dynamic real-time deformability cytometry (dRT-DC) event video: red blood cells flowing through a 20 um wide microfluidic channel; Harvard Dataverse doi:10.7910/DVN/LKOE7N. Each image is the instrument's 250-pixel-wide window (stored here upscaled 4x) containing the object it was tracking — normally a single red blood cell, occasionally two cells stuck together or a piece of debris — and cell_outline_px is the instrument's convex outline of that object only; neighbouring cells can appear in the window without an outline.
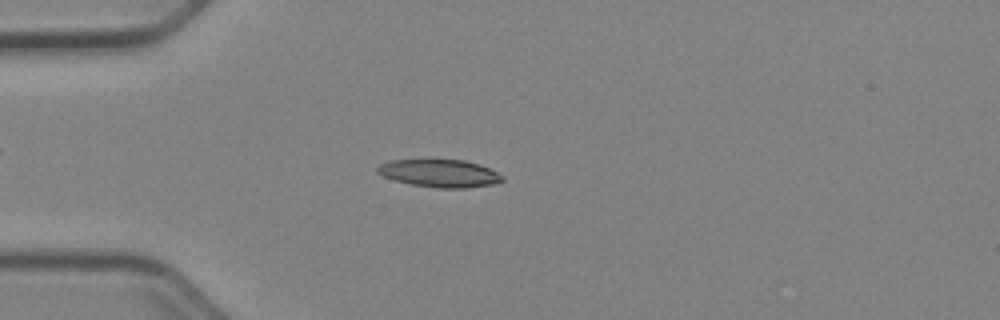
{"species": "Egyptian fruit bat (a non-hibernating species)", "species_latin": "Rousettus aegyptiacus", "temperature_condition": "cold", "stored_images_in_passage": 51, "camera_frame_rate_fps": 3000, "um_per_image_px": 0.085, "animal": {"sex": "female"}, "frame": {"image": 1, "passage_image": 14, "time_ms": 4.333, "image_size_px": [1000, 320], "cell_outline_px": [[504, 180], [492, 184], [464, 188], [436, 188], [412, 184], [396, 180], [384, 176], [376, 172], [376, 168], [380, 164], [392, 160], [464, 160], [480, 164], [504, 176]], "centroid_in_image_um": [37.38, 14.73], "position_along_channel_um": 47.6, "area_um2": 19.94}}
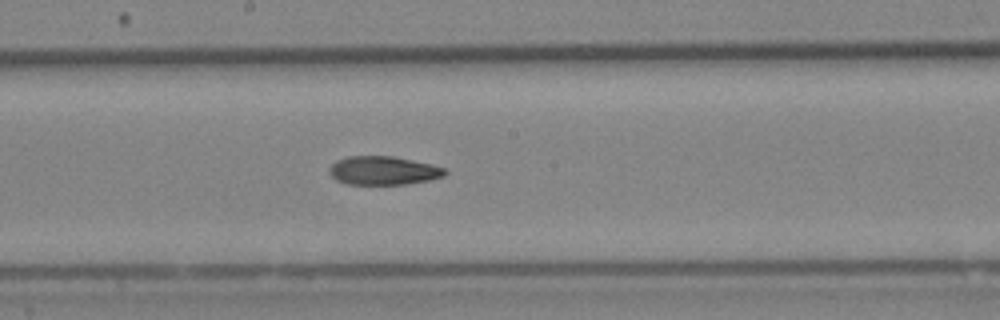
{"frame": {"image": 2, "passage_image": 28, "time_ms": 9.0, "image_size_px": [1000, 320], "cell_outline_px": [[448, 172], [444, 176], [428, 180], [408, 184], [348, 184], [336, 180], [328, 172], [328, 168], [336, 160], [348, 156], [392, 156], [428, 164], [444, 168]], "centroid_in_image_um": [32.54, 14.5], "position_along_channel_um": 215.7, "area_um2": 19.13}}
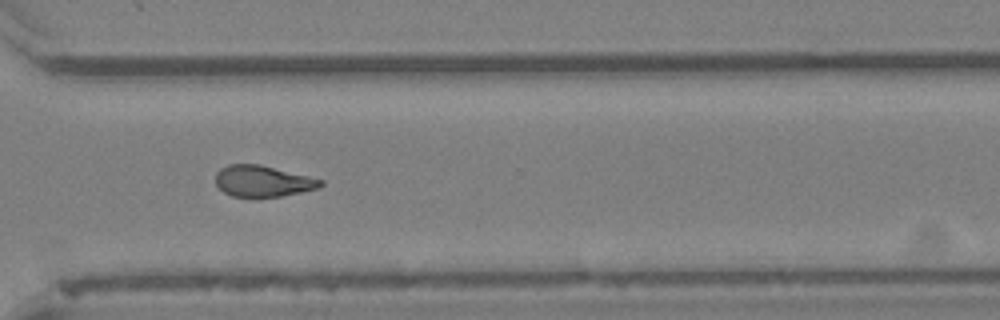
{"frame": {"image": 3, "passage_image": 38, "time_ms": 12.333, "image_size_px": [1000, 320], "cell_outline_px": [[324, 184], [320, 188], [280, 196], [232, 196], [224, 192], [216, 184], [216, 172], [220, 168], [228, 164], [260, 164], [324, 180]], "centroid_in_image_um": [22.34, 15.38], "position_along_channel_um": 348.3, "area_um2": 18.96}, "authors_computed_cell_mechanics": {"area_um2": 19.7676, "velocity_mm_per_s": 3.9721, "shape_relaxation_time_tau1_ms": 7.1674, "shape_relaxation_time_tau2_ms": 10.4529, "deformation_change_tau1": 0.2048, "deformation_change_tau2": 0.2222}}